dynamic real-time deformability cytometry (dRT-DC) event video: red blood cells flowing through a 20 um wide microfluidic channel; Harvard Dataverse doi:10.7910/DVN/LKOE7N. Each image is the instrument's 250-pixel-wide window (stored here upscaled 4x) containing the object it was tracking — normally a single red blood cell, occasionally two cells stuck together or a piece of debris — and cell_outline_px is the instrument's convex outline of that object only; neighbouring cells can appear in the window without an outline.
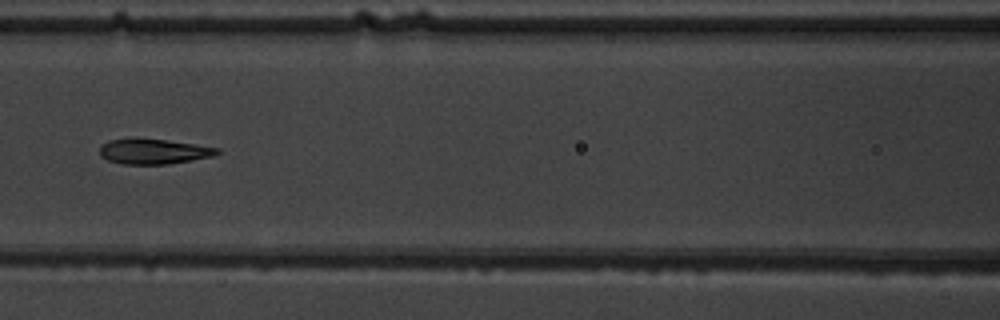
{"species": "common noctule bat (a hibernating species)", "species_latin": "Nyctalus noctula", "temperature_condition": "warm", "stored_images_in_passage": 9, "camera_frame_rate_fps": 3000, "um_per_image_px": 0.085, "animal": {"sex": "male", "body_mass_g": 19.5, "forearm_length_mm": 54.6}, "frame": {"image": 1, "passage_image": 8, "time_ms": 9.0, "image_size_px": [1000, 320], "cell_outline_px": [[220, 152], [212, 156], [192, 160], [168, 164], [124, 164], [108, 160], [100, 156], [100, 148], [108, 140], [164, 140], [220, 148]], "centroid_in_image_um": [13.08, 12.9], "position_along_channel_um": 153.5, "area_um2": 16.59}}
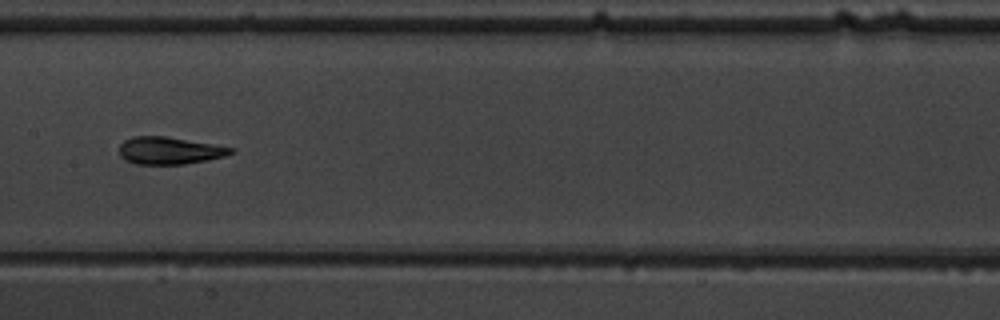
{"frame": {"image": 2, "passage_image": 9, "time_ms": 10.0, "image_size_px": [1000, 320], "cell_outline_px": [[236, 152], [224, 156], [208, 160], [184, 164], [136, 164], [124, 160], [120, 156], [120, 144], [124, 140], [132, 136], [164, 136], [236, 148]], "centroid_in_image_um": [14.4, 12.8], "position_along_channel_um": 193.0, "area_um2": 17.8}}